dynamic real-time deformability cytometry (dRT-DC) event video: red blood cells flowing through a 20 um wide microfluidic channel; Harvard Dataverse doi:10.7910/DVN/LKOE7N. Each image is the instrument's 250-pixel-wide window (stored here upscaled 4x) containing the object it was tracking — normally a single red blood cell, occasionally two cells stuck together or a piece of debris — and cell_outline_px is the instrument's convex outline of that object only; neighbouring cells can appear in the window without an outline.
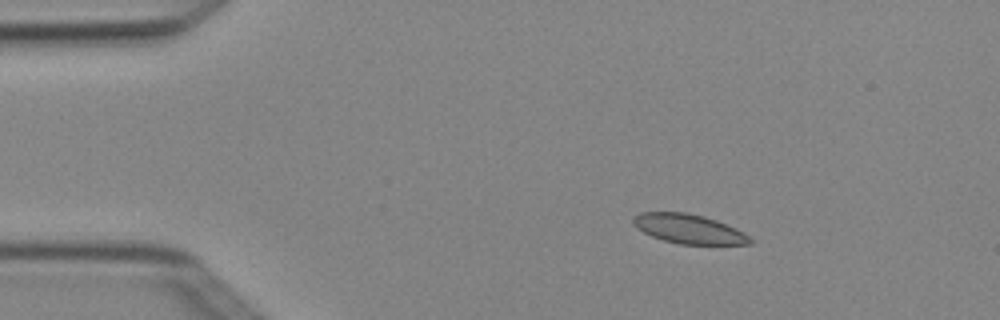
{"species": "Egyptian fruit bat (a non-hibernating species)", "species_latin": "Rousettus aegyptiacus", "temperature_condition": "cold", "stored_images_in_passage": 5, "camera_frame_rate_fps": 3000, "um_per_image_px": 0.085, "animal": {"sex": "female"}, "frame": {"image": 1, "passage_image": 3, "time_ms": 0.667, "image_size_px": [1000, 320], "cell_outline_px": [[752, 244], [680, 244], [664, 240], [652, 236], [636, 228], [632, 224], [632, 216], [640, 212], [688, 212], [704, 216], [716, 220], [736, 228], [744, 232], [752, 240]], "centroid_in_image_um": [58.51, 19.44], "position_along_channel_um": 26.5, "area_um2": 20.06}}
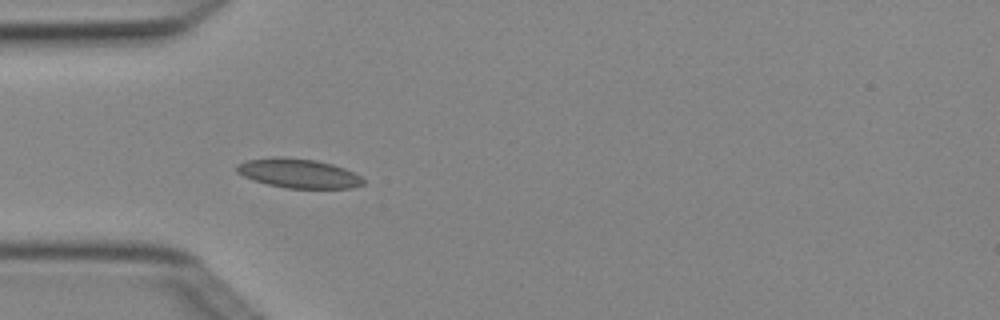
{"frame": {"image": 2, "passage_image": 5, "time_ms": 1.333, "image_size_px": [1000, 320], "cell_outline_px": [[364, 184], [352, 188], [284, 188], [252, 180], [236, 172], [236, 164], [248, 160], [316, 160], [332, 164], [344, 168], [360, 176], [364, 180]], "centroid_in_image_um": [25.42, 14.79], "position_along_channel_um": 59.6, "area_um2": 20.58}}